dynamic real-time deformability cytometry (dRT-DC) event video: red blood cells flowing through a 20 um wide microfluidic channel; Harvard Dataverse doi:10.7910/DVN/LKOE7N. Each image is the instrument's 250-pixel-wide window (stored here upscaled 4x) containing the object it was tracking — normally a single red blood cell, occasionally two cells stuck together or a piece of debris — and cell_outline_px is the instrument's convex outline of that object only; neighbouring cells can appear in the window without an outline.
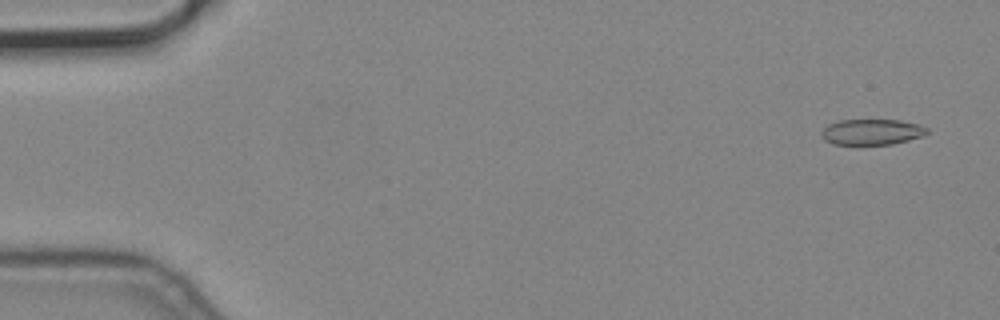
{"species": "common noctule bat (a hibernating species)", "species_latin": "Nyctalus noctula", "temperature_condition": "cold", "stored_images_in_passage": 5, "camera_frame_rate_fps": 3000, "um_per_image_px": 0.085, "animal": {"sex": "male", "body_mass_g": 19.2, "forearm_length_mm": 51.8}, "frame": {"image": 1, "passage_image": 1, "time_ms": 0.0, "image_size_px": [1000, 320], "cell_outline_px": [[928, 132], [924, 136], [892, 144], [832, 144], [824, 140], [820, 136], [820, 132], [828, 124], [840, 120], [900, 120], [920, 124], [928, 128]], "centroid_in_image_um": [74.1, 11.21], "position_along_channel_um": 10.9, "area_um2": 15.95}}
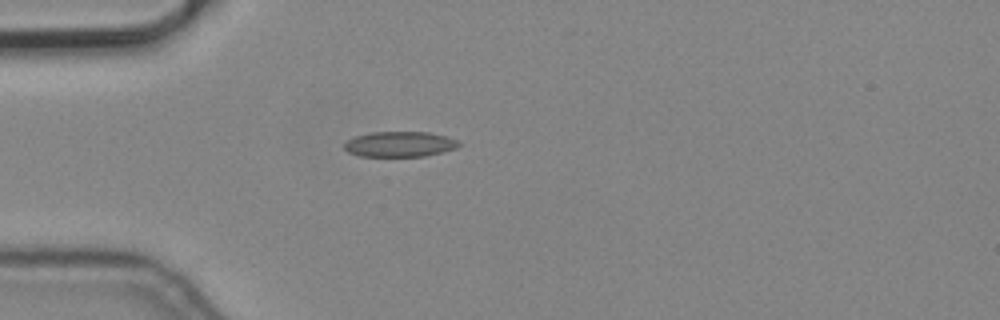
{"frame": {"image": 2, "passage_image": 5, "time_ms": 1.333, "image_size_px": [1000, 320], "cell_outline_px": [[460, 144], [456, 148], [444, 152], [424, 156], [360, 156], [348, 152], [344, 148], [344, 144], [348, 140], [356, 136], [372, 132], [428, 132], [444, 136], [456, 140]], "centroid_in_image_um": [33.97, 12.26], "position_along_channel_um": 51.0, "area_um2": 16.76}}